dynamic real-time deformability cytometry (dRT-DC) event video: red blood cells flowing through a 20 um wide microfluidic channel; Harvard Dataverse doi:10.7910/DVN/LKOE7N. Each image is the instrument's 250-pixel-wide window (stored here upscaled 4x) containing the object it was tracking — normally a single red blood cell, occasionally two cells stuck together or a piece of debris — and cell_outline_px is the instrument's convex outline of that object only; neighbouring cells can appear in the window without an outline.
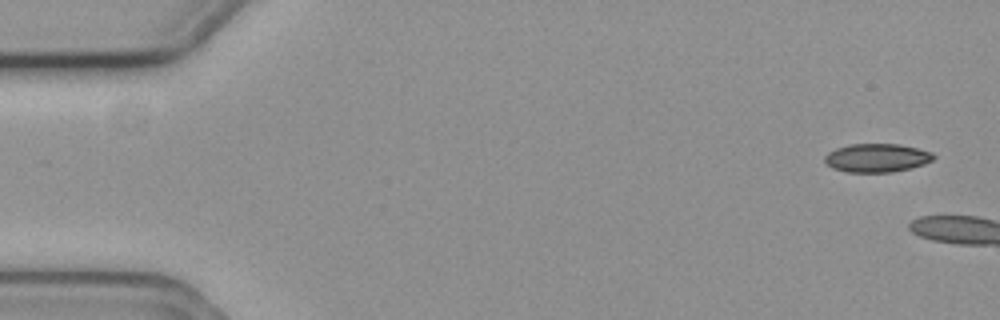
{"species": "common noctule bat (a hibernating species)", "species_latin": "Nyctalus noctula", "temperature_condition": "cold", "stored_images_in_passage": 2, "camera_frame_rate_fps": 3000, "um_per_image_px": 0.085, "animal": {"sex": "female", "body_mass_g": 19.3, "forearm_length_mm": 54.1}, "frame": {"image": 1, "passage_image": 1, "time_ms": 0.0, "image_size_px": [1000, 320], "cell_outline_px": [[936, 156], [932, 160], [924, 164], [912, 168], [892, 172], [848, 172], [832, 168], [824, 160], [824, 156], [828, 152], [836, 148], [848, 144], [900, 144], [932, 152]], "centroid_in_image_um": [74.53, 13.42], "position_along_channel_um": 10.5, "area_um2": 18.15}}